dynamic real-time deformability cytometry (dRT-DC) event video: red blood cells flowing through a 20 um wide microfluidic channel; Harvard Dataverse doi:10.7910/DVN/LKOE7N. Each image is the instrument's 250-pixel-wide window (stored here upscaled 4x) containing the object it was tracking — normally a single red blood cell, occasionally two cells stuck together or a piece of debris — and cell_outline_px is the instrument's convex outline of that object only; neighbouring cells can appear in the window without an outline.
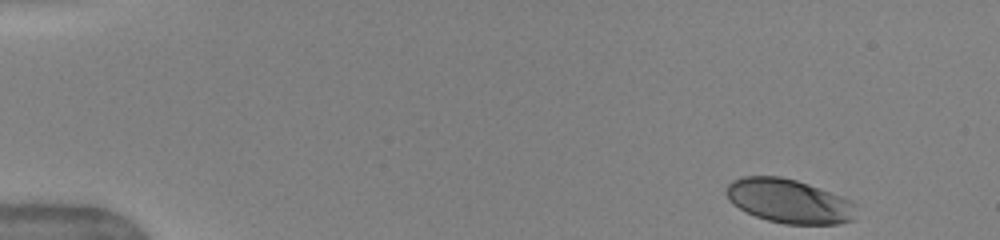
{"species": "human", "species_latin": "Homo sapiens", "temperature_condition": "warm", "stored_images_in_passage": 41, "camera_frame_rate_fps": 3000, "um_per_image_px": 0.085, "donor": {"sex": "female"}, "frame": {"image": 1, "passage_image": 1, "time_ms": 0.0, "image_size_px": [1000, 240], "cell_outline_px": [[856, 220], [840, 224], [784, 224], [768, 220], [756, 216], [732, 204], [728, 200], [724, 192], [728, 184], [732, 180], [744, 176], [780, 176], [796, 180], [808, 184], [852, 200], [856, 204]], "centroid_in_image_um": [67.09, 17.1], "position_along_channel_um": 17.9, "area_um2": 33.64}}
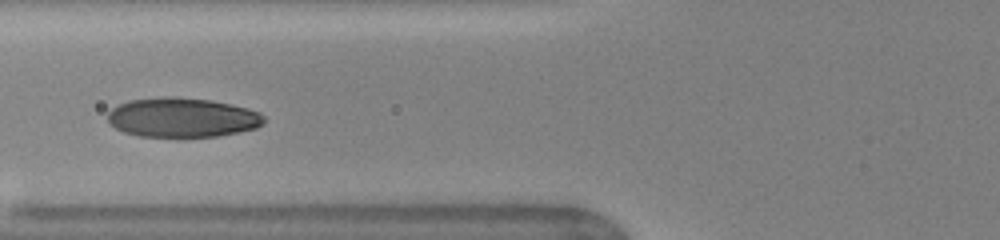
{"frame": {"image": 2, "passage_image": 17, "time_ms": 5.333, "image_size_px": [1000, 240], "cell_outline_px": [[264, 124], [256, 128], [240, 132], [216, 136], [140, 136], [124, 132], [108, 124], [108, 112], [112, 108], [128, 100], [176, 96], [212, 100], [248, 108], [260, 112], [264, 116]], "centroid_in_image_um": [15.51, 9.98], "position_along_channel_um": 110.3, "area_um2": 35.95}}
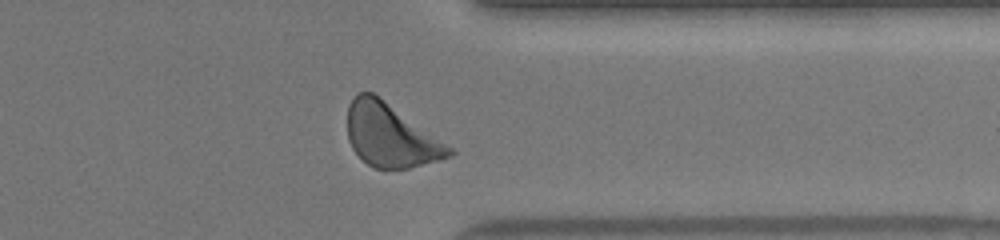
{"frame": {"image": 3, "passage_image": 37, "time_ms": 12.0, "image_size_px": [1000, 240], "cell_outline_px": [[456, 152], [452, 156], [408, 168], [372, 168], [352, 148], [348, 140], [348, 104], [356, 92], [372, 92], [452, 148]], "centroid_in_image_um": [33.16, 11.51], "position_along_channel_um": 378.2, "area_um2": 36.65}, "authors_computed_cell_mechanics": {"area_um2": 35.6048, "velocity_mm_per_s": 4.0464, "shape_relaxation_time_tau1_ms": 1.9306, "shape_relaxation_time_tau2_ms": null, "deformation_change_tau1": 0.1446, "deformation_change_tau2": null}}